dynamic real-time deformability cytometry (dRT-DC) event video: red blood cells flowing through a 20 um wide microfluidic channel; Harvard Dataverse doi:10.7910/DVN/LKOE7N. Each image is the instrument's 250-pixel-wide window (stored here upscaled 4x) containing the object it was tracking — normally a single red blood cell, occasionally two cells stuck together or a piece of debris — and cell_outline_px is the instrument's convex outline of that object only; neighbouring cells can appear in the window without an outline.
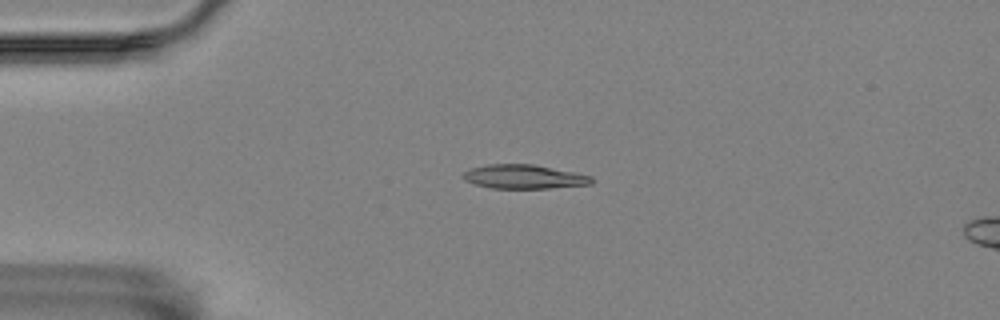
{"species": "Egyptian fruit bat (a non-hibernating species)", "species_latin": "Rousettus aegyptiacus", "temperature_condition": "room temperature", "stored_images_in_passage": 14, "camera_frame_rate_fps": 3000, "um_per_image_px": 0.085, "animal": {"sex": "female"}, "frame": {"image": 1, "passage_image": 10, "time_ms": 3.0, "image_size_px": [1000, 320], "cell_outline_px": [[592, 184], [548, 188], [492, 188], [476, 184], [464, 180], [460, 176], [468, 168], [484, 164], [536, 164], [576, 172], [592, 176]], "centroid_in_image_um": [44.51, 15.0], "position_along_channel_um": 40.5, "area_um2": 18.21}}